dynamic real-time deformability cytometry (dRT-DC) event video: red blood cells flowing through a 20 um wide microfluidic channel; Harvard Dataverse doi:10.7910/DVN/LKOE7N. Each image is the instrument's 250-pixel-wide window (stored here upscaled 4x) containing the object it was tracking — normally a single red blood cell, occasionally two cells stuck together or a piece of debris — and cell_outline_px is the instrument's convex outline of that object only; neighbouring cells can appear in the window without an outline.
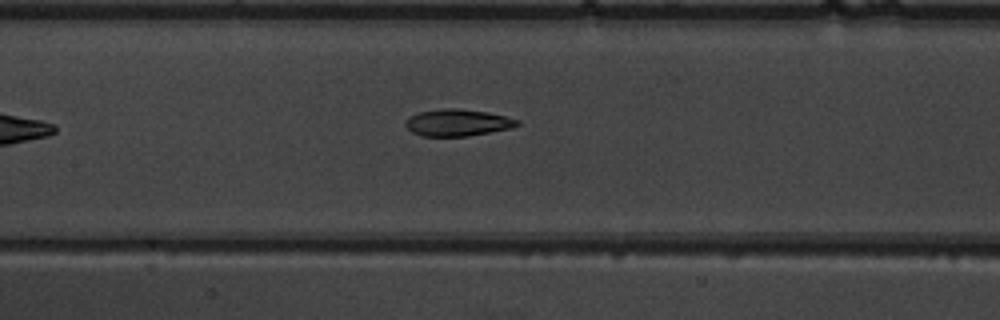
{"species": "common noctule bat (a hibernating species)", "species_latin": "Nyctalus noctula", "temperature_condition": "warm", "stored_images_in_passage": 7, "camera_frame_rate_fps": 3000, "um_per_image_px": 0.085, "animal": {"sex": "male", "body_mass_g": 19.5, "forearm_length_mm": 54.6}, "frame": {"image": 1, "passage_image": 7, "time_ms": 7.0, "image_size_px": [1000, 320], "cell_outline_px": [[520, 124], [512, 128], [468, 136], [420, 136], [412, 132], [404, 124], [412, 116], [420, 112], [444, 108], [456, 108], [488, 112], [520, 120]], "centroid_in_image_um": [38.93, 10.43], "position_along_channel_um": 168.5, "area_um2": 17.34}}